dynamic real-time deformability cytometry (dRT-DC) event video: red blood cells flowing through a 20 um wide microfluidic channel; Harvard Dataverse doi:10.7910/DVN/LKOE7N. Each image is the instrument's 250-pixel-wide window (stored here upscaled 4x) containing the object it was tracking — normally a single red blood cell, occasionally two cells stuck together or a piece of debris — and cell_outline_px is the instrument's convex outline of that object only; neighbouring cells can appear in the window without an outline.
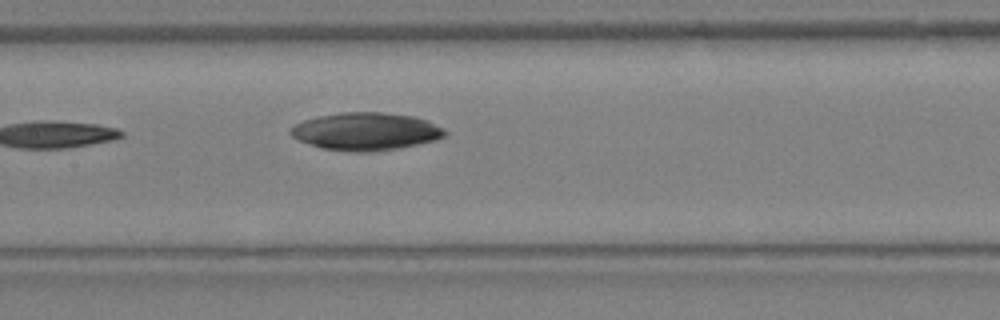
{"species": "Egyptian fruit bat (a non-hibernating species)", "species_latin": "Rousettus aegyptiacus", "temperature_condition": "warm", "stored_images_in_passage": 7, "camera_frame_rate_fps": 3000, "um_per_image_px": 0.085, "animal": {"sex": "female"}, "frame": {"image": 1, "passage_image": 7, "time_ms": 2.0, "image_size_px": [1000, 320], "cell_outline_px": [[448, 132], [444, 136], [432, 140], [416, 144], [396, 148], [372, 152], [348, 152], [320, 148], [296, 140], [288, 132], [296, 124], [304, 120], [320, 116], [340, 112], [384, 112], [412, 116], [428, 120], [444, 128]], "centroid_in_image_um": [31.07, 11.17], "position_along_channel_um": 176.3, "area_um2": 33.93}}